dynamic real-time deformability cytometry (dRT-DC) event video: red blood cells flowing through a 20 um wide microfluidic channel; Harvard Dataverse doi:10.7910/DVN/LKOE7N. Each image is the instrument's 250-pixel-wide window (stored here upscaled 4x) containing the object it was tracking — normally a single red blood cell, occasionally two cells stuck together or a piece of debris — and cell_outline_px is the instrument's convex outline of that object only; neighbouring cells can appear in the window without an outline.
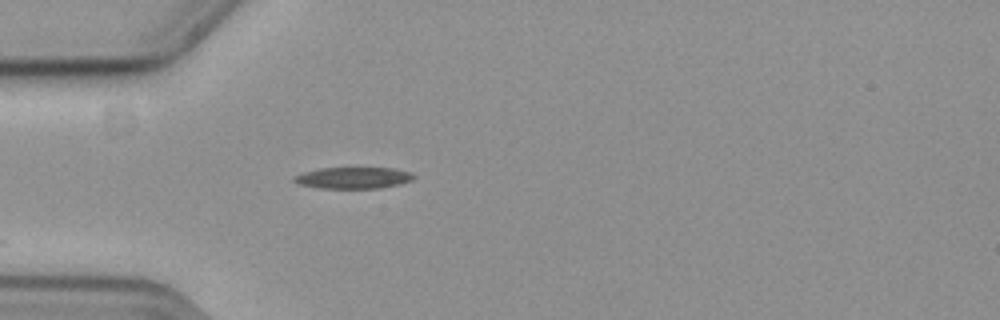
{"species": "common noctule bat (a hibernating species)", "species_latin": "Nyctalus noctula", "temperature_condition": "cold", "stored_images_in_passage": 30, "camera_frame_rate_fps": 3000, "um_per_image_px": 0.085, "animal": {"sex": "female", "body_mass_g": 19.3, "forearm_length_mm": 54.1}, "frame": {"image": 1, "passage_image": 1, "time_ms": 0.0, "image_size_px": [1000, 320], "cell_outline_px": [[416, 176], [412, 180], [400, 184], [380, 188], [320, 188], [300, 184], [292, 180], [296, 176], [304, 172], [320, 168], [392, 168], [412, 172]], "centroid_in_image_um": [30.08, 15.11], "position_along_channel_um": 54.9, "area_um2": 14.85}}
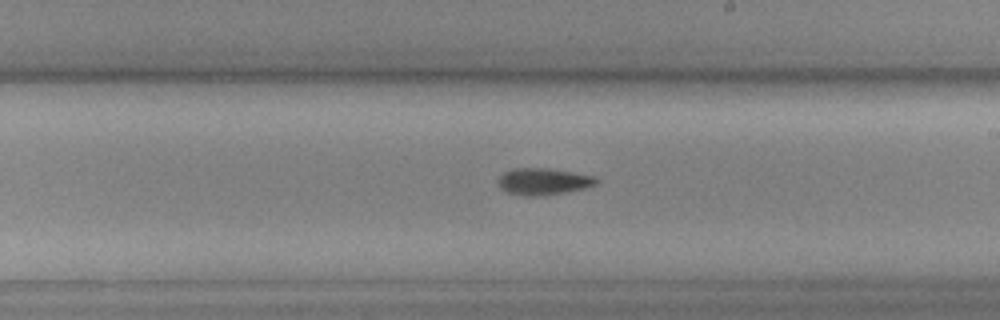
{"frame": {"image": 2, "passage_image": 17, "time_ms": 5.333, "image_size_px": [1000, 320], "cell_outline_px": [[600, 180], [596, 184], [584, 188], [564, 192], [536, 196], [524, 196], [508, 192], [500, 188], [496, 180], [504, 172], [512, 168], [544, 168], [572, 172], [596, 176]], "centroid_in_image_um": [46.17, 15.42], "position_along_channel_um": 242.8, "area_um2": 15.26}}
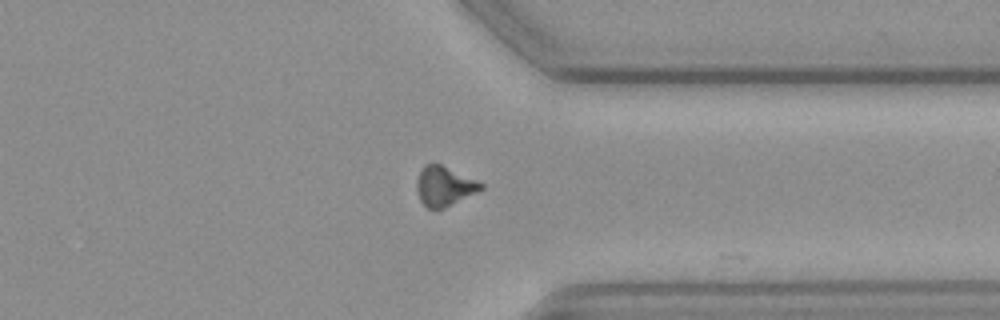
{"frame": {"image": 3, "passage_image": 28, "time_ms": 9.0, "image_size_px": [1000, 320], "cell_outline_px": [[484, 188], [444, 208], [428, 208], [420, 200], [416, 192], [416, 180], [424, 164], [440, 164], [484, 184]], "centroid_in_image_um": [37.73, 15.82], "position_along_channel_um": 373.7, "area_um2": 14.51}, "authors_computed_cell_mechanics": {"area_um2": 14.8546, "velocity_mm_per_s": 3.6522, "shape_relaxation_time_tau1_ms": null, "shape_relaxation_time_tau2_ms": 3.6796, "deformation_change_tau1": null, "deformation_change_tau2": 0.1169}}